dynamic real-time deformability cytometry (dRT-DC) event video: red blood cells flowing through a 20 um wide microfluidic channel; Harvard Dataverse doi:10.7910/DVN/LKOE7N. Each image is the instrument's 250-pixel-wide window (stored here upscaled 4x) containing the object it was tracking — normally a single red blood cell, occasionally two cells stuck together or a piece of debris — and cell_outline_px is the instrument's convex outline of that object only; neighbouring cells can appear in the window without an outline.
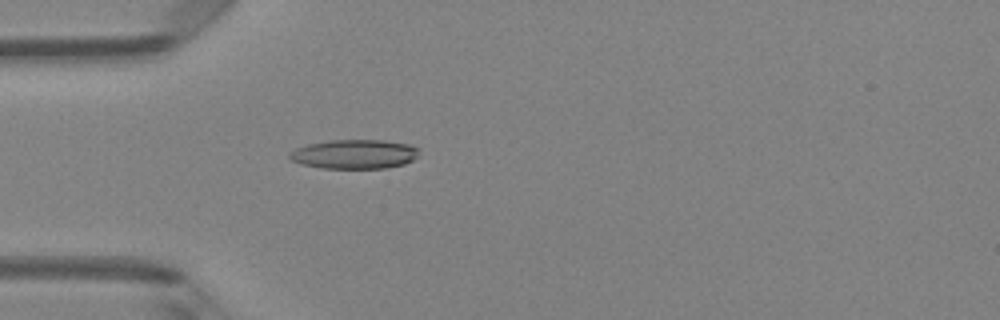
{"species": "Egyptian fruit bat (a non-hibernating species)", "species_latin": "Rousettus aegyptiacus", "temperature_condition": "room temperature", "stored_images_in_passage": 5, "camera_frame_rate_fps": 3000, "um_per_image_px": 0.085, "animal": {"sex": "female"}, "frame": {"image": 1, "passage_image": 5, "time_ms": 4.667, "image_size_px": [1000, 320], "cell_outline_px": [[420, 152], [412, 160], [404, 164], [388, 168], [320, 168], [300, 164], [292, 160], [288, 156], [288, 152], [296, 148], [308, 144], [332, 140], [384, 140], [408, 144], [420, 148]], "centroid_in_image_um": [30.12, 13.1], "position_along_channel_um": 54.9, "area_um2": 22.2}}